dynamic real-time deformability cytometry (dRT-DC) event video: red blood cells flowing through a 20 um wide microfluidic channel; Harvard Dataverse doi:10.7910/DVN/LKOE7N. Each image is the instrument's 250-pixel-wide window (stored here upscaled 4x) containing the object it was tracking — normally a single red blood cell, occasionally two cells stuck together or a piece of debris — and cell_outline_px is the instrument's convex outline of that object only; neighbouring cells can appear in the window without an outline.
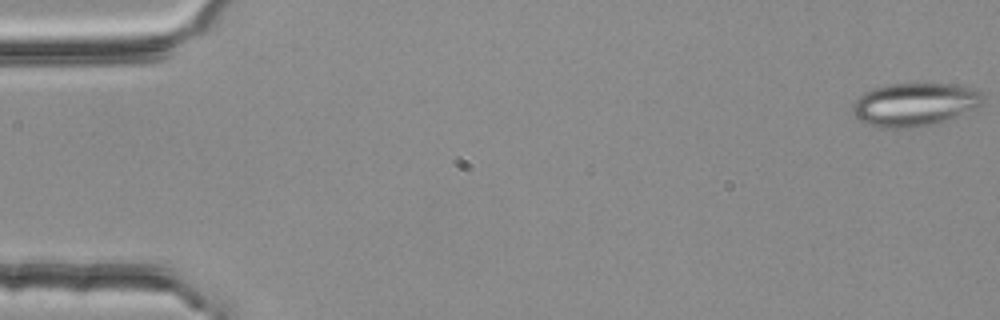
{"species": "common noctule bat (a hibernating species)", "species_latin": "Nyctalus noctula", "temperature_condition": "room temperature", "stored_images_in_passage": 4, "camera_frame_rate_fps": 3000, "um_per_image_px": 0.085, "animal": {"sex": "female", "body_mass_g": 25.1}, "frame": {"image": 1, "passage_image": 1, "time_ms": 0.0, "image_size_px": [1000, 320], "cell_outline_px": [[984, 100], [976, 108], [944, 120], [932, 124], [912, 128], [876, 128], [860, 120], [856, 116], [852, 108], [852, 104], [864, 92], [876, 88], [892, 84], [952, 84], [972, 88], [980, 92], [984, 96]], "centroid_in_image_um": [77.73, 8.89], "position_along_channel_um": 7.3, "area_um2": 32.43}}